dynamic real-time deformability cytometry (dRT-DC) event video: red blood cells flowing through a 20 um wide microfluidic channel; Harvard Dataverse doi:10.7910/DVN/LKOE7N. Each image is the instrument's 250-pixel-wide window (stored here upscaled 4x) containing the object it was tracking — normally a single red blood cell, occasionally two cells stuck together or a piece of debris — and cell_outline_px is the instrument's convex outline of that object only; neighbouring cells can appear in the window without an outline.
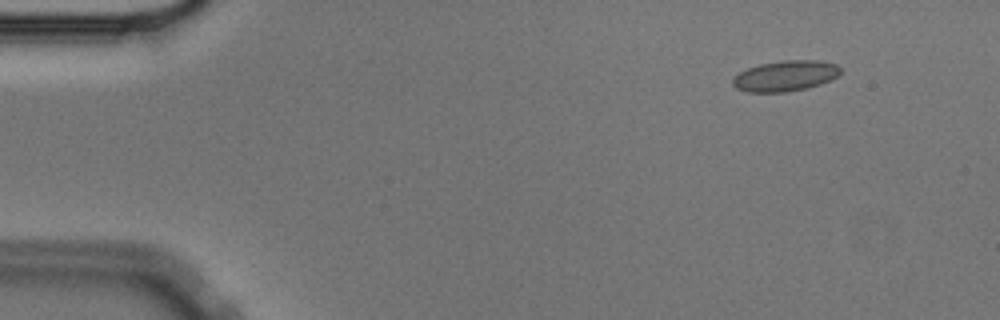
{"species": "Egyptian fruit bat (a non-hibernating species)", "species_latin": "Rousettus aegyptiacus", "temperature_condition": "cold", "stored_images_in_passage": 56, "camera_frame_rate_fps": 3000, "um_per_image_px": 0.085, "animal": {"sex": "male"}, "frame": {"image": 1, "passage_image": 6, "time_ms": 1.667, "image_size_px": [1000, 320], "cell_outline_px": [[840, 72], [832, 80], [808, 88], [788, 92], [748, 92], [736, 88], [732, 84], [732, 80], [740, 72], [748, 68], [760, 64], [784, 60], [820, 60], [836, 64], [840, 68]], "centroid_in_image_um": [66.77, 6.45], "position_along_channel_um": 18.2, "area_um2": 19.25}}
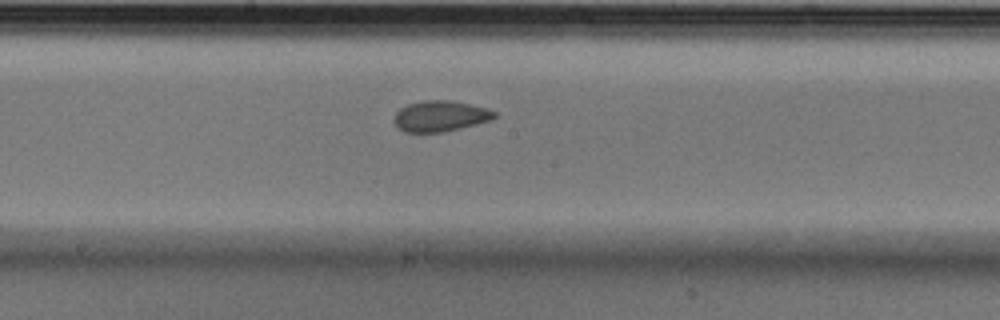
{"frame": {"image": 2, "passage_image": 30, "time_ms": 9.667, "image_size_px": [1000, 320], "cell_outline_px": [[496, 116], [492, 120], [444, 132], [404, 132], [396, 128], [392, 120], [396, 112], [400, 108], [408, 104], [424, 100], [452, 100], [484, 108], [496, 112]], "centroid_in_image_um": [37.37, 9.88], "position_along_channel_um": 210.8, "area_um2": 18.09}}
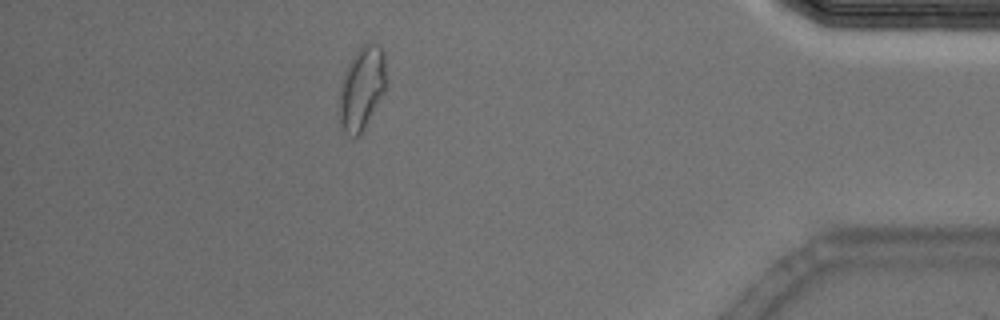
{"frame": {"image": 3, "passage_image": 50, "time_ms": 16.333, "image_size_px": [1000, 320], "cell_outline_px": [[388, 84], [384, 92], [360, 136], [348, 136], [344, 132], [340, 124], [340, 84], [344, 72], [352, 56], [368, 40], [376, 44], [384, 52], [388, 80]], "centroid_in_image_um": [30.78, 7.47], "position_along_channel_um": 404.4, "area_um2": 23.06}, "authors_computed_cell_mechanics": {"area_um2": 18.5538, "velocity_mm_per_s": 3.5533, "shape_relaxation_time_tau1_ms": null, "shape_relaxation_time_tau2_ms": 1.7644, "deformation_change_tau1": null, "deformation_change_tau2": 0.0552}}